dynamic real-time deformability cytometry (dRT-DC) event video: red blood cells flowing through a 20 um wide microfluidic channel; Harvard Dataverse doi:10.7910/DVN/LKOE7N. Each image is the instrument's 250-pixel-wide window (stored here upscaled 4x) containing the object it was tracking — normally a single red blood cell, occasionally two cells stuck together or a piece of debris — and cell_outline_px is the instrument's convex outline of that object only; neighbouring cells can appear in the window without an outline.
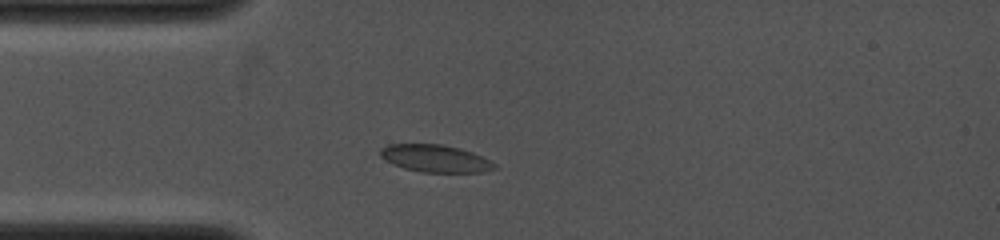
{"species": "common noctule bat (a hibernating species)", "species_latin": "Nyctalus noctula", "temperature_condition": "cold", "stored_images_in_passage": 2, "camera_frame_rate_fps": 4000, "um_per_image_px": 0.085, "animal": {"sex": "female", "body_mass_g": 19.0, "forearm_length_mm": 53.3}, "frame": {"image": 1, "passage_image": 2, "time_ms": 1.25, "image_size_px": [1000, 240], "cell_outline_px": [[496, 168], [484, 172], [420, 172], [404, 168], [392, 164], [384, 160], [380, 156], [380, 148], [388, 144], [444, 144], [460, 148], [472, 152], [496, 164]], "centroid_in_image_um": [36.96, 13.46], "position_along_channel_um": 48.0, "area_um2": 18.26}}